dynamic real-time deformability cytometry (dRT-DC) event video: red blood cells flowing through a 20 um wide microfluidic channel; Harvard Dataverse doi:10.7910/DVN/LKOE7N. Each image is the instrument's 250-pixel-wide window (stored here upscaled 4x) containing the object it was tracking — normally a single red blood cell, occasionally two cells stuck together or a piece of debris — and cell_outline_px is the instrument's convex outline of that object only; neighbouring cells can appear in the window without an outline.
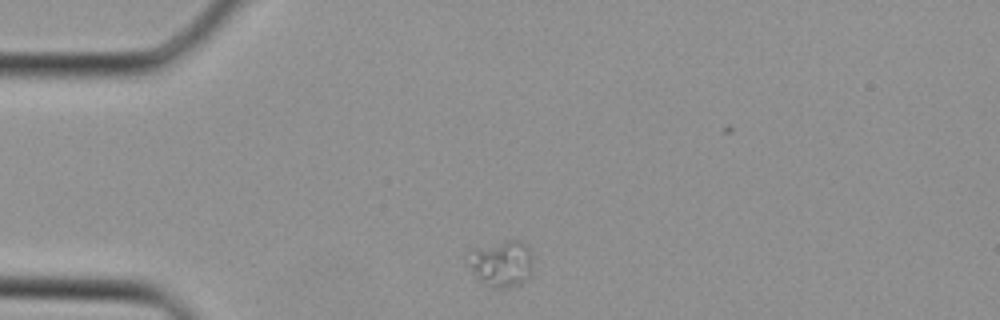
{"species": "Egyptian fruit bat (a non-hibernating species)", "species_latin": "Rousettus aegyptiacus", "temperature_condition": "cold", "stored_images_in_passage": 20, "camera_frame_rate_fps": 3000, "um_per_image_px": 0.085, "animal": {"sex": "female"}, "frame": {"image": 1, "passage_image": 1, "time_ms": 0.0, "image_size_px": [1000, 320], "cell_outline_px": [[532, 260], [528, 276], [520, 284], [504, 288], [492, 288], [484, 284], [472, 272], [472, 248], [508, 240], [520, 240], [528, 248]], "centroid_in_image_um": [42.65, 22.41], "position_along_channel_um": 42.4, "area_um2": 16.88}}
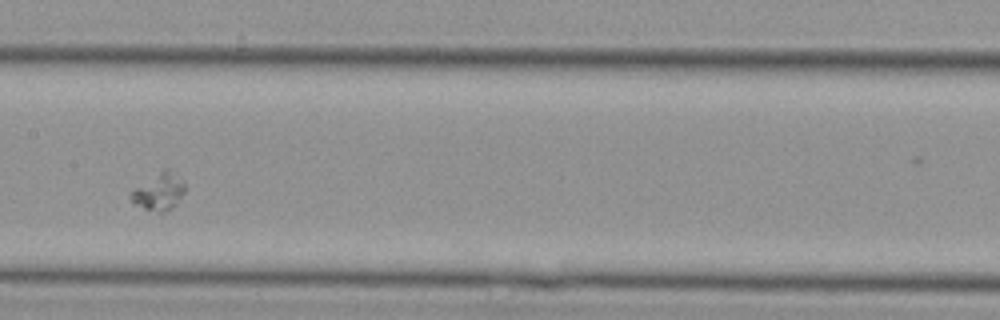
{"frame": {"image": 2, "passage_image": 11, "time_ms": 3.333, "image_size_px": [1000, 320], "cell_outline_px": [[184, 192], [176, 204], [164, 212], [160, 212], [144, 208], [132, 204], [132, 192], [136, 188], [164, 168], [168, 168], [180, 176], [184, 180]], "centroid_in_image_um": [13.56, 16.27], "position_along_channel_um": 193.8, "area_um2": 11.33}}
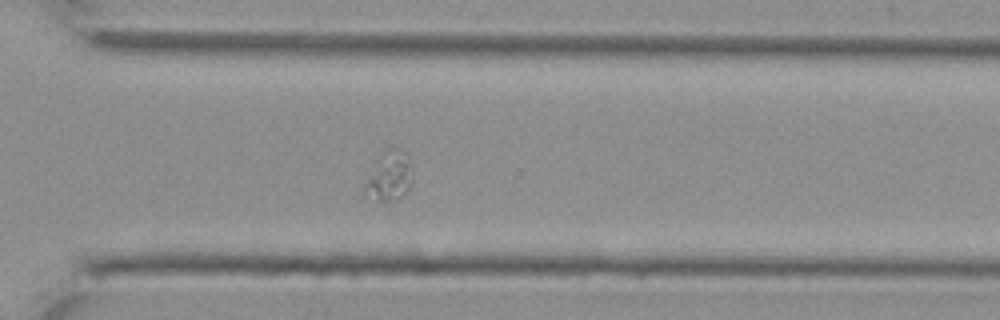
{"frame": {"image": 3, "passage_image": 19, "time_ms": 6.0, "image_size_px": [1000, 320], "cell_outline_px": [[412, 180], [408, 188], [400, 200], [376, 200], [364, 192], [364, 180], [380, 152], [388, 148], [404, 152], [408, 156], [412, 164]], "centroid_in_image_um": [33.07, 14.95], "position_along_channel_um": 337.5, "area_um2": 13.93}}